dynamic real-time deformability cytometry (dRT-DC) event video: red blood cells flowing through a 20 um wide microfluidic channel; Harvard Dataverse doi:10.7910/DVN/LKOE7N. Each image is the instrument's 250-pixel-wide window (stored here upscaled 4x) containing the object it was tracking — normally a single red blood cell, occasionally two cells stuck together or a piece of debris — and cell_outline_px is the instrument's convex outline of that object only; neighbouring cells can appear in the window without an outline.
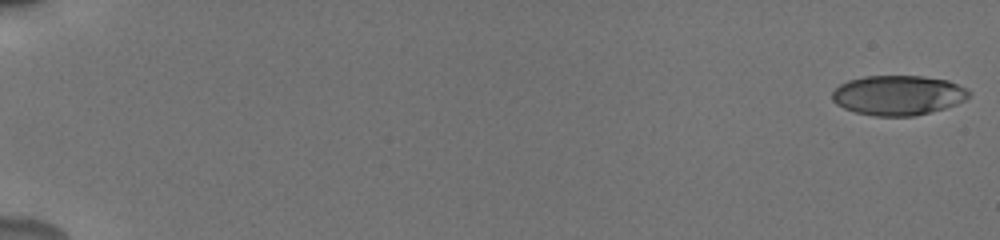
{"species": "human", "species_latin": "Homo sapiens", "temperature_condition": "cold", "stored_images_in_passage": 56, "camera_frame_rate_fps": 3000, "um_per_image_px": 0.085, "donor": {"sex": "male"}, "frame": {"image": 1, "passage_image": 1, "time_ms": 0.0, "image_size_px": [1000, 240], "cell_outline_px": [[972, 92], [964, 100], [956, 104], [944, 108], [912, 116], [876, 116], [856, 112], [844, 108], [836, 104], [832, 100], [832, 92], [840, 84], [848, 80], [864, 76], [924, 76], [948, 80], [968, 88]], "centroid_in_image_um": [76.34, 8.08], "position_along_channel_um": 8.7, "area_um2": 31.73}}
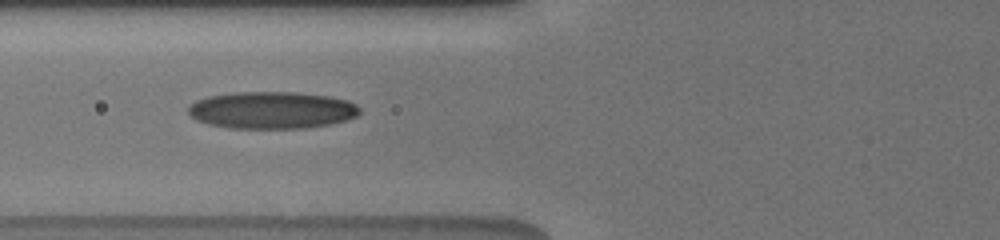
{"frame": {"image": 2, "passage_image": 24, "time_ms": 7.667, "image_size_px": [1000, 240], "cell_outline_px": [[360, 112], [356, 116], [344, 120], [328, 124], [304, 128], [228, 128], [208, 124], [196, 120], [188, 112], [188, 108], [196, 100], [208, 96], [236, 92], [296, 92], [328, 96], [348, 100], [356, 104], [360, 108]], "centroid_in_image_um": [23.09, 9.36], "position_along_channel_um": 102.7, "area_um2": 36.99}}
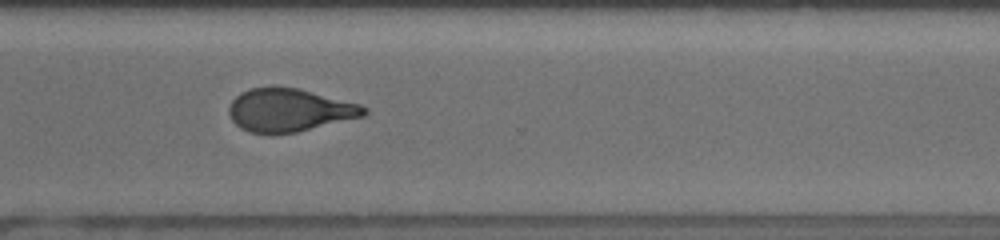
{"frame": {"image": 3, "passage_image": 43, "time_ms": 14.0, "image_size_px": [1000, 240], "cell_outline_px": [[368, 112], [364, 116], [296, 132], [272, 136], [268, 136], [248, 132], [240, 128], [232, 120], [228, 112], [228, 108], [232, 100], [240, 92], [252, 88], [296, 88], [360, 104], [368, 108]], "centroid_in_image_um": [24.56, 9.4], "position_along_channel_um": 346.0, "area_um2": 33.93}, "authors_computed_cell_mechanics": {"area_um2": 33.6107, "velocity_mm_per_s": 3.8424, "shape_relaxation_time_tau1_ms": 5.8764, "shape_relaxation_time_tau2_ms": 2.6018, "deformation_change_tau1": 0.1767, "deformation_change_tau2": 0.1127}}